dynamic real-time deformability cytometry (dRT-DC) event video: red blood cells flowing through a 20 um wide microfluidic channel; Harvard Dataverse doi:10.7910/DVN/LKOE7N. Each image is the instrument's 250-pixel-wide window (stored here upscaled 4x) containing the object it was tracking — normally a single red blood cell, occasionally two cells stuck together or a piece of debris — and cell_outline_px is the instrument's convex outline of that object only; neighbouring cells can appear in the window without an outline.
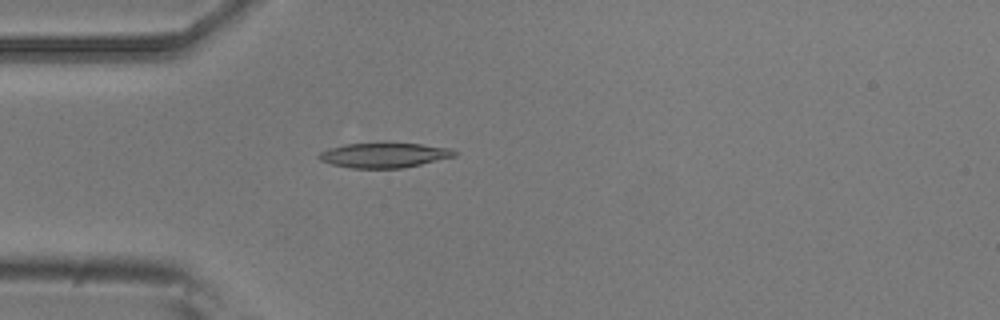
{"species": "common noctule bat (a hibernating species)", "species_latin": "Nyctalus noctula", "temperature_condition": "room temperature", "stored_images_in_passage": 4, "camera_frame_rate_fps": 3000, "um_per_image_px": 0.085, "animal": {"sex": "male", "body_mass_g": 20.5, "forearm_length_mm": 52.5}, "frame": {"image": 1, "passage_image": 4, "time_ms": 1.0, "image_size_px": [1000, 320], "cell_outline_px": [[456, 156], [404, 168], [352, 168], [332, 164], [320, 160], [316, 156], [320, 152], [328, 148], [344, 144], [384, 140], [420, 144], [448, 148], [456, 152]], "centroid_in_image_um": [32.61, 13.15], "position_along_channel_um": 52.4, "area_um2": 20.4}}